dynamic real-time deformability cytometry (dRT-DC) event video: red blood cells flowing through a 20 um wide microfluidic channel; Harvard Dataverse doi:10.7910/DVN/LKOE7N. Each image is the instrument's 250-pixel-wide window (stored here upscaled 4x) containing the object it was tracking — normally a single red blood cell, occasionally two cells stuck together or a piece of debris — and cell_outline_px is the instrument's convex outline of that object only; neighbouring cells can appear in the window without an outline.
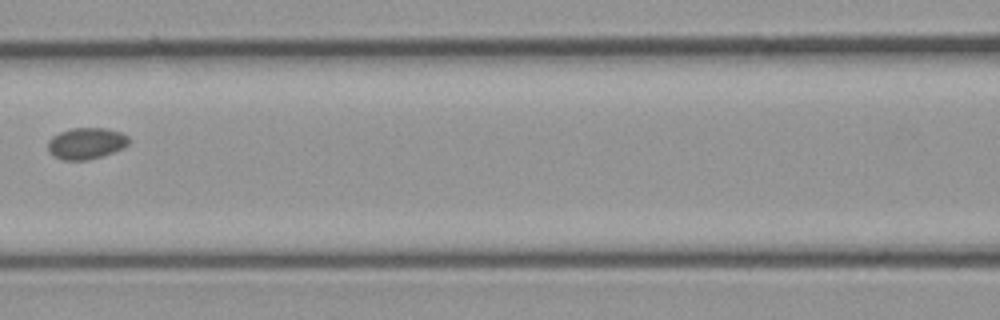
{"species": "common noctule bat (a hibernating species)", "species_latin": "Nyctalus noctula", "temperature_condition": "cold", "stored_images_in_passage": 9, "camera_frame_rate_fps": 3000, "um_per_image_px": 0.085, "animal": {"sex": "male", "body_mass_g": 23.1, "forearm_length_mm": 52.7}, "frame": {"image": 1, "passage_image": 9, "time_ms": 10.0, "image_size_px": [1000, 320], "cell_outline_px": [[128, 144], [124, 148], [88, 160], [64, 160], [52, 156], [48, 152], [48, 140], [52, 136], [60, 132], [72, 128], [104, 128], [120, 132], [128, 136]], "centroid_in_image_um": [7.29, 12.19], "position_along_channel_um": 159.3, "area_um2": 14.8}}